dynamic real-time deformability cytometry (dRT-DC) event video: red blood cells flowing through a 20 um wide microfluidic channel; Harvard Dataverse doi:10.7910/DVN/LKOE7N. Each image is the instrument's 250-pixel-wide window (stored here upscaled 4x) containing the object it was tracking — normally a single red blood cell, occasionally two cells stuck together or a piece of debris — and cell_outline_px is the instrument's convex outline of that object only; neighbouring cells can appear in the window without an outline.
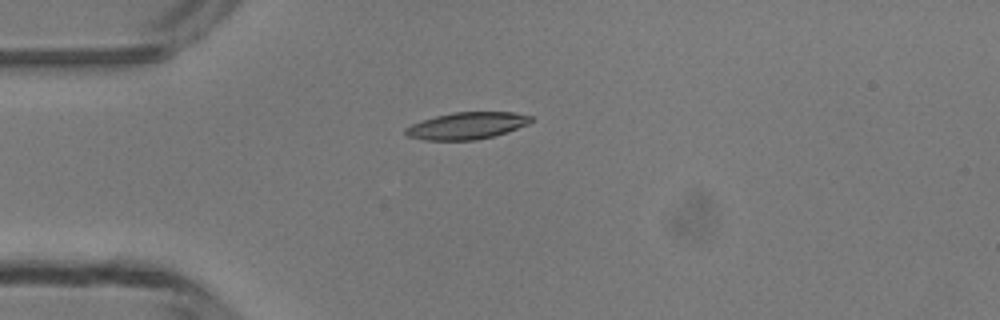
{"species": "common noctule bat (a hibernating species)", "species_latin": "Nyctalus noctula", "temperature_condition": "room temperature", "stored_images_in_passage": 4, "camera_frame_rate_fps": 3000, "um_per_image_px": 0.085, "animal": {"sex": "male", "body_mass_g": 13.3}, "frame": {"image": 1, "passage_image": 2, "time_ms": 1.333, "image_size_px": [1000, 320], "cell_outline_px": [[532, 120], [528, 124], [508, 132], [476, 140], [424, 140], [408, 136], [404, 132], [404, 128], [412, 124], [436, 116], [452, 112], [512, 112], [532, 116]], "centroid_in_image_um": [39.68, 10.69], "position_along_channel_um": 45.3, "area_um2": 19.59}}
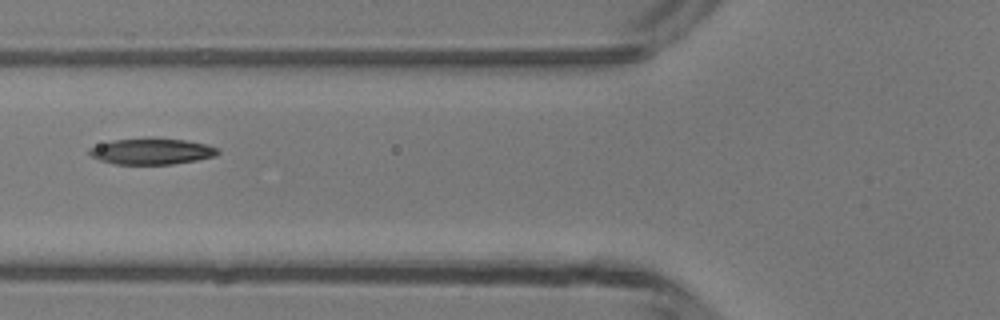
{"frame": {"image": 2, "passage_image": 4, "time_ms": 3.333, "image_size_px": [1000, 320], "cell_outline_px": [[220, 152], [216, 156], [196, 160], [172, 164], [116, 164], [100, 160], [92, 156], [88, 152], [88, 148], [112, 140], [148, 136], [152, 136], [184, 140], [208, 144], [220, 148]], "centroid_in_image_um": [12.92, 12.83], "position_along_channel_um": 112.9, "area_um2": 20.06}}